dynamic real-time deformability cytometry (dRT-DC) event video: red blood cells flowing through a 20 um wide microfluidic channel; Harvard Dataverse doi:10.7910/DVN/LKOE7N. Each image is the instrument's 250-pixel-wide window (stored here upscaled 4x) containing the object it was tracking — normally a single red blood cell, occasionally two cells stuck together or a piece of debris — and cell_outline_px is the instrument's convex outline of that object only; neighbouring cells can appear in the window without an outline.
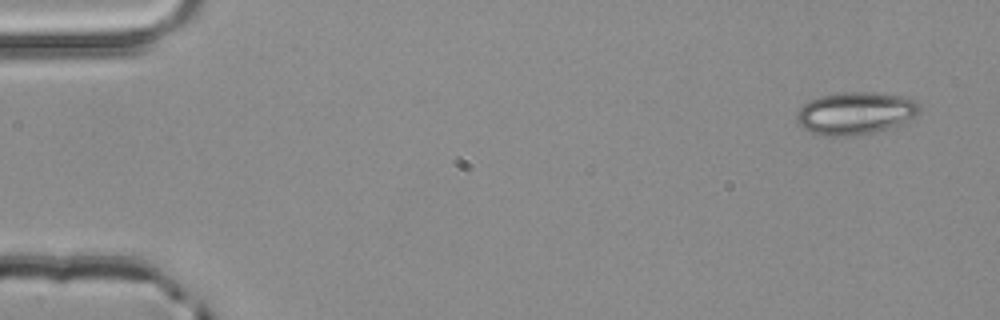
{"species": "common noctule bat (a hibernating species)", "species_latin": "Nyctalus noctula", "temperature_condition": "room temperature", "stored_images_in_passage": 3, "camera_frame_rate_fps": 3000, "um_per_image_px": 0.085, "animal": {"sex": "male", "body_mass_g": 20.4}, "frame": {"image": 1, "passage_image": 1, "time_ms": 0.0, "image_size_px": [1000, 320], "cell_outline_px": [[920, 112], [916, 116], [900, 124], [872, 132], [856, 136], [824, 136], [812, 132], [804, 128], [796, 120], [796, 116], [800, 108], [804, 104], [820, 96], [840, 92], [876, 92], [900, 96], [916, 100], [920, 104]], "centroid_in_image_um": [72.73, 9.62], "position_along_channel_um": 12.3, "area_um2": 30.35}}